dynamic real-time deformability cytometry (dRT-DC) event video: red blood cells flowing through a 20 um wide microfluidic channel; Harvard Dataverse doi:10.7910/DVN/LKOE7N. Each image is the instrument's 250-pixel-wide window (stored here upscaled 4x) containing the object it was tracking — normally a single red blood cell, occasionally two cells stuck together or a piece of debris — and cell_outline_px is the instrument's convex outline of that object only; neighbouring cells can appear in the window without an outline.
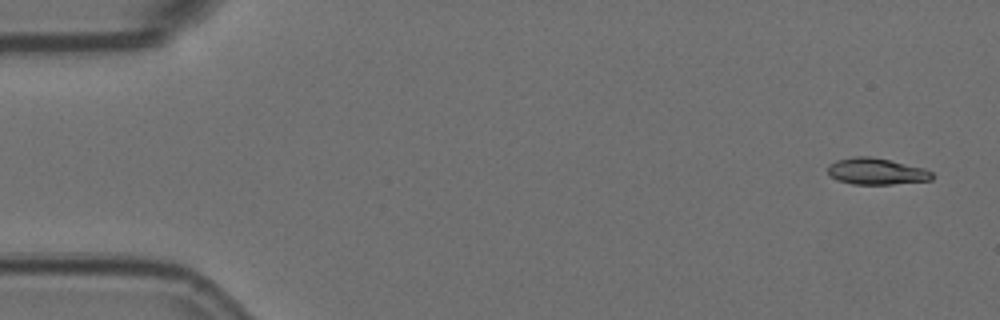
{"species": "Egyptian fruit bat (a non-hibernating species)", "species_latin": "Rousettus aegyptiacus", "temperature_condition": "room temperature", "stored_images_in_passage": 5, "camera_frame_rate_fps": 3000, "um_per_image_px": 0.085, "animal": {"sex": "female"}, "frame": {"image": 1, "passage_image": 1, "time_ms": 0.0, "image_size_px": [1000, 320], "cell_outline_px": [[932, 180], [892, 184], [852, 184], [840, 180], [832, 176], [828, 172], [828, 164], [836, 160], [856, 156], [868, 156], [888, 160], [924, 168], [932, 172]], "centroid_in_image_um": [74.49, 14.56], "position_along_channel_um": 10.5, "area_um2": 15.84}}